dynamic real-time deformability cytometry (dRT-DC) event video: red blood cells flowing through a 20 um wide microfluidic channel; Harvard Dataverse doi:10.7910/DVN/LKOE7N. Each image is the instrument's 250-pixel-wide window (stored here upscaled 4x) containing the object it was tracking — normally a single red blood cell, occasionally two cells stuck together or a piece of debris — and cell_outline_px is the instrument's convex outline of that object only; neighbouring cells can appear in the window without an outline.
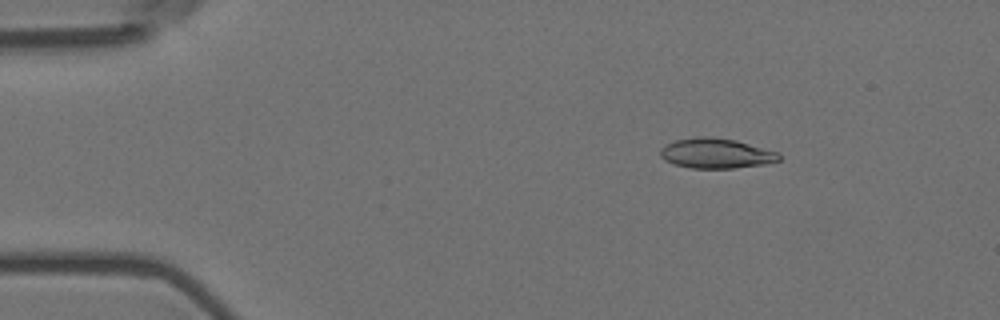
{"species": "Egyptian fruit bat (a non-hibernating species)", "species_latin": "Rousettus aegyptiacus", "temperature_condition": "room temperature", "stored_images_in_passage": 10, "camera_frame_rate_fps": 3000, "um_per_image_px": 0.085, "animal": {"sex": "female"}, "frame": {"image": 1, "passage_image": 2, "time_ms": 0.333, "image_size_px": [1000, 320], "cell_outline_px": [[780, 160], [764, 164], [732, 168], [692, 168], [676, 164], [664, 160], [660, 156], [660, 148], [676, 140], [700, 136], [708, 136], [736, 140], [780, 152]], "centroid_in_image_um": [60.89, 13.03], "position_along_channel_um": 24.1, "area_um2": 20.69}}
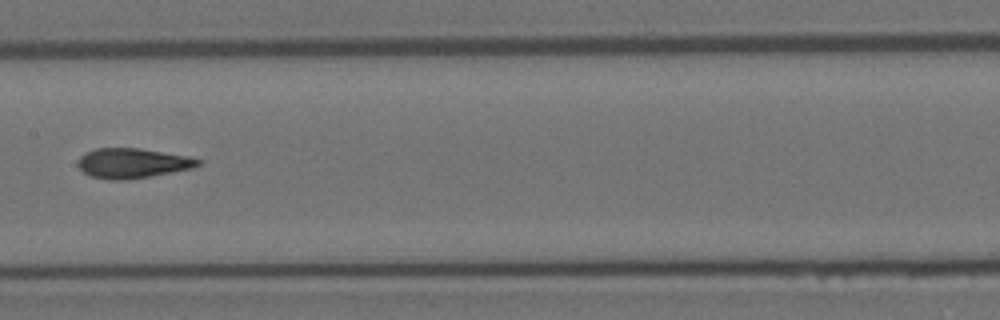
{"frame": {"image": 2, "passage_image": 7, "time_ms": 2.0, "image_size_px": [1000, 320], "cell_outline_px": [[200, 164], [192, 168], [172, 172], [128, 180], [108, 180], [92, 176], [84, 172], [76, 164], [80, 156], [84, 152], [96, 148], [140, 148], [188, 156], [200, 160]], "centroid_in_image_um": [11.22, 13.86], "position_along_channel_um": 196.2, "area_um2": 20.92}}
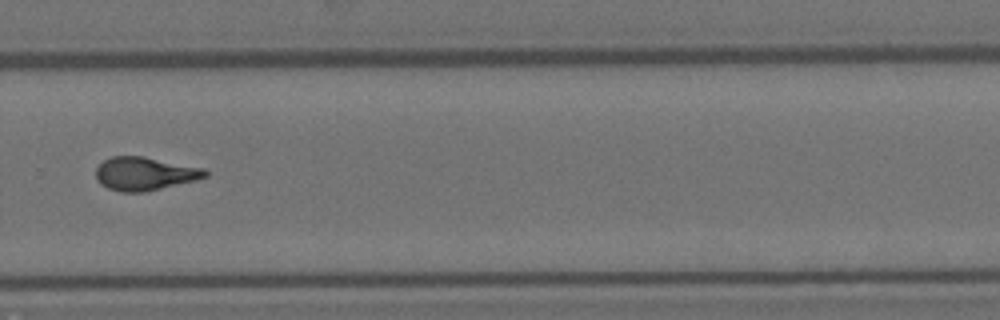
{"frame": {"image": 3, "passage_image": 10, "time_ms": 3.0, "image_size_px": [1000, 320], "cell_outline_px": [[208, 176], [196, 180], [144, 192], [120, 192], [108, 188], [100, 184], [96, 180], [96, 168], [104, 160], [112, 156], [144, 156], [204, 168], [208, 172]], "centroid_in_image_um": [12.29, 14.76], "position_along_channel_um": 317.5, "area_um2": 21.27}}